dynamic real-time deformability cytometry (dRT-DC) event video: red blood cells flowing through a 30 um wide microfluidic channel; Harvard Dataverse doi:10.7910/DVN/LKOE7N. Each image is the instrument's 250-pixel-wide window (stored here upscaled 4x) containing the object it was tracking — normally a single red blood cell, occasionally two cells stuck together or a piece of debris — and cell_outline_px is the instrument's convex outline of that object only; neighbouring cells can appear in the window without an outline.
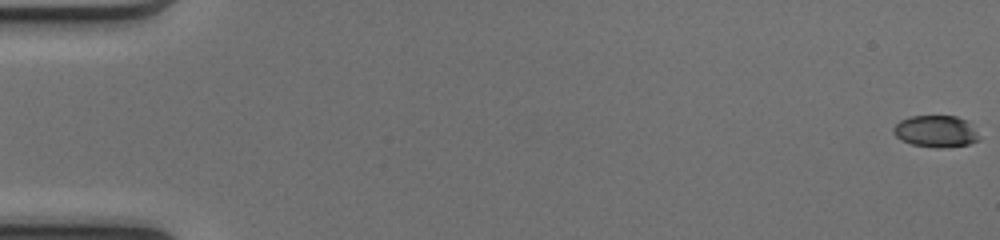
{"species": "common noctule bat (a hibernating species)", "species_latin": "Nyctalus noctula", "temperature_condition": "cold", "stored_images_in_passage": 52, "camera_frame_rate_fps": 3000, "um_per_image_px": 0.085, "animal": {"sex": "female", "body_mass_g": 17.0, "forearm_length_mm": 48.0}, "frame": {"image": 1, "passage_image": 1, "time_ms": 0.0, "image_size_px": [1000, 240], "cell_outline_px": [[980, 140], [968, 144], [944, 148], [936, 148], [912, 144], [900, 140], [892, 132], [892, 128], [900, 120], [908, 116], [956, 116], [968, 120], [976, 132]], "centroid_in_image_um": [79.52, 11.16], "position_along_channel_um": 5.5, "area_um2": 16.01}}
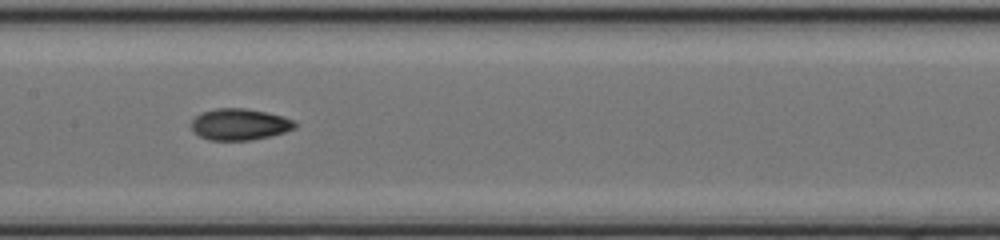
{"frame": {"image": 2, "passage_image": 27, "time_ms": 8.667, "image_size_px": [1000, 240], "cell_outline_px": [[296, 128], [284, 132], [252, 140], [208, 140], [192, 132], [192, 120], [200, 112], [216, 108], [244, 108], [284, 116], [292, 120], [296, 124]], "centroid_in_image_um": [20.33, 10.57], "position_along_channel_um": 187.1, "area_um2": 18.96}}
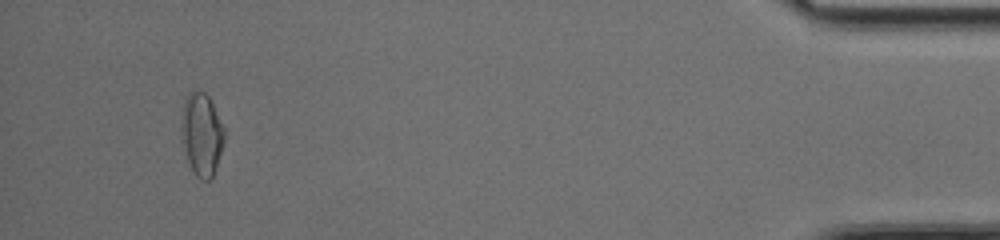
{"frame": {"image": 3, "passage_image": 49, "time_ms": 16.0, "image_size_px": [1000, 240], "cell_outline_px": [[224, 144], [212, 176], [208, 180], [200, 180], [196, 176], [188, 160], [184, 148], [180, 132], [184, 100], [188, 92], [204, 92], [208, 96], [224, 128]], "centroid_in_image_um": [17.13, 11.42], "position_along_channel_um": 418.1, "area_um2": 20.35}, "authors_computed_cell_mechanics": {"area_um2": 18.2359, "velocity_mm_per_s": 4.1287, "shape_relaxation_time_tau1_ms": 3.4013, "shape_relaxation_time_tau2_ms": 3.0883, "deformation_change_tau1": 0.1484, "deformation_change_tau2": 0.0671}}